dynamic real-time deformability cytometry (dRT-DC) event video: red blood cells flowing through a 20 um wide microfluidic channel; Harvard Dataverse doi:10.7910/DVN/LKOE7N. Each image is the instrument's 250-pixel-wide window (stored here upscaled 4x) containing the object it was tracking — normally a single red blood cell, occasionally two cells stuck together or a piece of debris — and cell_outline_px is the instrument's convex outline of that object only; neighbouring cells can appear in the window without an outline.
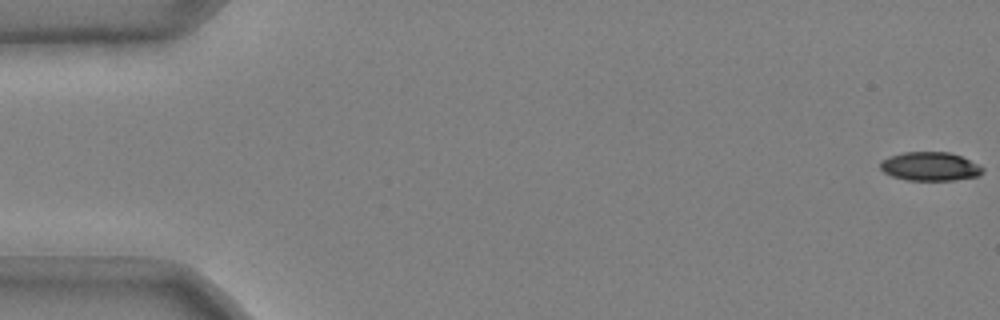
{"species": "common noctule bat (a hibernating species)", "species_latin": "Nyctalus noctula", "temperature_condition": "cold", "stored_images_in_passage": 51, "camera_frame_rate_fps": 3000, "um_per_image_px": 0.085, "animal": {"sex": "male", "body_mass_g": 20.4}, "frame": {"image": 1, "passage_image": 1, "time_ms": 0.0, "image_size_px": [1000, 320], "cell_outline_px": [[984, 172], [980, 176], [956, 180], [908, 180], [892, 176], [884, 172], [880, 168], [880, 160], [888, 156], [904, 152], [948, 152], [960, 156], [984, 168]], "centroid_in_image_um": [79.04, 14.15], "position_along_channel_um": 6.0, "area_um2": 17.17}}
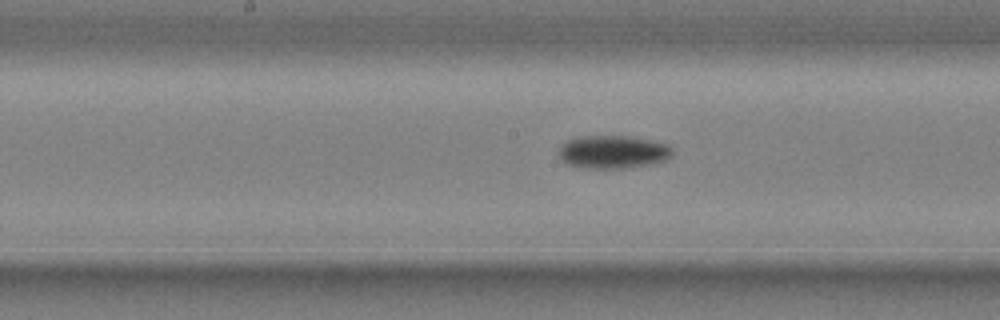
{"frame": {"image": 2, "passage_image": 28, "time_ms": 9.0, "image_size_px": [1000, 320], "cell_outline_px": [[672, 156], [668, 160], [628, 168], [588, 168], [568, 164], [556, 152], [568, 140], [584, 136], [628, 136], [652, 140], [668, 144], [672, 148]], "centroid_in_image_um": [52.15, 12.91], "position_along_channel_um": 196.0, "area_um2": 21.79}}
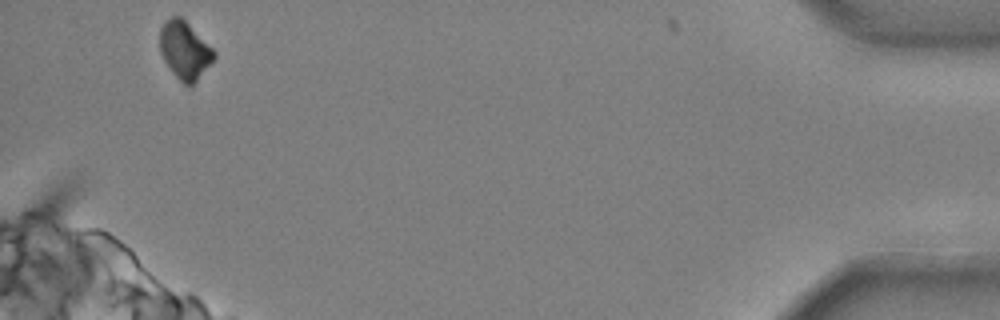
{"frame": {"image": 3, "passage_image": 51, "time_ms": 16.667, "image_size_px": [1000, 320], "cell_outline_px": [[216, 56], [196, 80], [192, 84], [184, 84], [172, 72], [164, 60], [160, 52], [160, 28], [164, 20], [172, 16], [180, 16], [216, 52]], "centroid_in_image_um": [15.67, 4.24], "position_along_channel_um": 419.5, "area_um2": 17.74}, "authors_computed_cell_mechanics": {"area_um2": 19.8832, "velocity_mm_per_s": 3.7152, "shape_relaxation_time_tau1_ms": 2.1276, "shape_relaxation_time_tau2_ms": null, "deformation_change_tau1": 0.1411, "deformation_change_tau2": null}}